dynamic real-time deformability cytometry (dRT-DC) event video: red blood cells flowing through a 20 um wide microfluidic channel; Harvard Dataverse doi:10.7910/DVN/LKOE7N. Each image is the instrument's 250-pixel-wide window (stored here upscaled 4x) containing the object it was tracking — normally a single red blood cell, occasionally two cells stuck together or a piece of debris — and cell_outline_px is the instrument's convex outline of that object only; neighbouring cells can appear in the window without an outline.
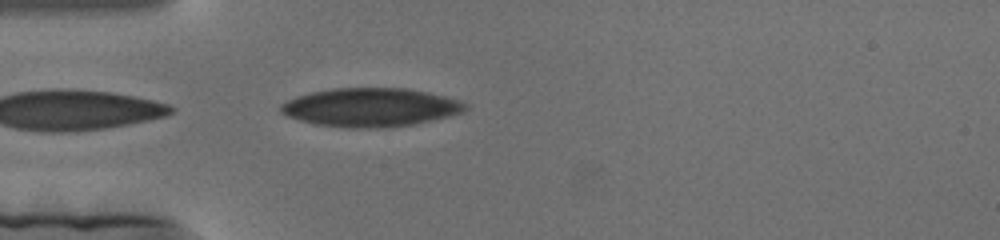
{"species": "human", "species_latin": "Homo sapiens", "temperature_condition": "cold", "stored_images_in_passage": 125, "camera_frame_rate_fps": 3000, "um_per_image_px": 0.085, "donor": {"sex": "female"}, "frame": {"image": 1, "passage_image": 1, "time_ms": 0.0, "image_size_px": [1000, 240], "cell_outline_px": [[472, 104], [464, 112], [432, 120], [412, 124], [384, 128], [348, 128], [316, 124], [300, 120], [288, 116], [280, 112], [280, 104], [296, 96], [312, 92], [332, 88], [404, 88], [428, 92], [460, 100]], "centroid_in_image_um": [31.53, 9.12], "position_along_channel_um": 53.5, "area_um2": 41.67}}
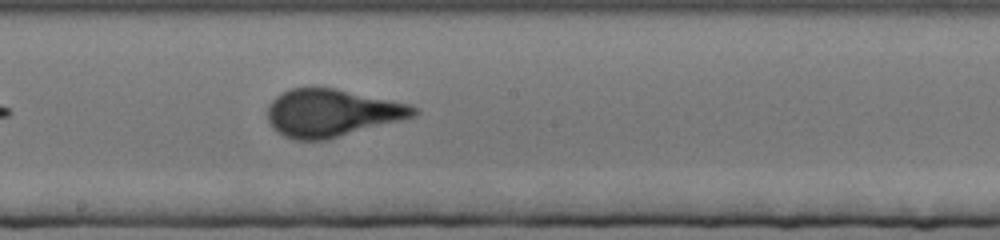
{"frame": {"image": 2, "passage_image": 46, "time_ms": 15.0, "image_size_px": [1000, 240], "cell_outline_px": [[420, 112], [416, 116], [328, 140], [292, 140], [276, 132], [272, 128], [268, 120], [268, 104], [280, 92], [288, 88], [336, 88], [392, 100], [408, 104], [420, 108]], "centroid_in_image_um": [28.2, 9.6], "position_along_channel_um": 220.0, "area_um2": 40.92}}
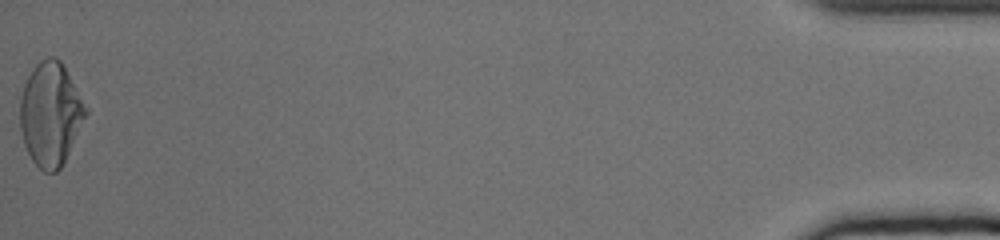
{"frame": {"image": 3, "passage_image": 125, "time_ms": 41.333, "image_size_px": [1000, 240], "cell_outline_px": [[88, 112], [60, 168], [56, 172], [44, 172], [32, 160], [24, 144], [20, 128], [20, 96], [24, 84], [28, 76], [36, 64], [40, 60], [48, 56], [56, 56], [60, 60], [88, 108]], "centroid_in_image_um": [4.27, 9.67], "position_along_channel_um": 430.9, "area_um2": 39.25}}